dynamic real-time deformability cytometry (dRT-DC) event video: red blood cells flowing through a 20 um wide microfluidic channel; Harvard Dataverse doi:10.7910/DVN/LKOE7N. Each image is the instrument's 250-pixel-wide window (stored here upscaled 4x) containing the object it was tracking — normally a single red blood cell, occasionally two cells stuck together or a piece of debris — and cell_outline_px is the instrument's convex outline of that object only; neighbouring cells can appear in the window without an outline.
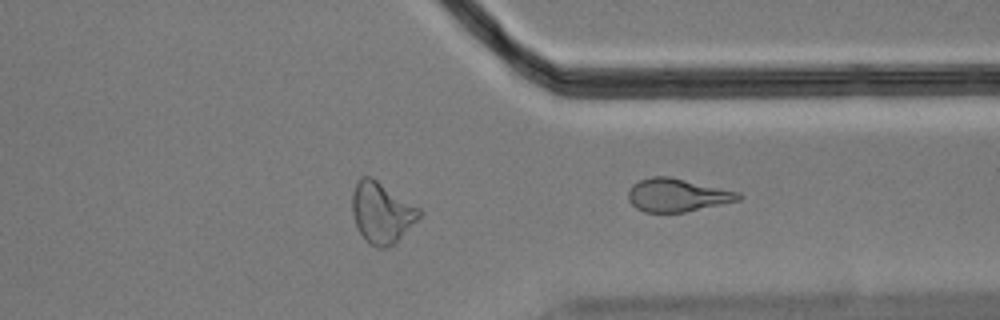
{"species": "Egyptian fruit bat (a non-hibernating species)", "species_latin": "Rousettus aegyptiacus", "temperature_condition": "cold", "stored_images_in_passage": 41, "camera_frame_rate_fps": 3000, "um_per_image_px": 0.085, "animal": {"sex": "male"}, "frame": {"image": 1, "passage_image": 41, "time_ms": 13.333, "image_size_px": [1000, 320], "cell_outline_px": [[744, 196], [740, 200], [684, 212], [644, 212], [636, 208], [628, 200], [628, 192], [632, 184], [640, 180], [652, 176], [668, 176], [740, 192]], "centroid_in_image_um": [57.56, 16.58], "position_along_channel_um": 353.8, "area_um2": 21.21}}